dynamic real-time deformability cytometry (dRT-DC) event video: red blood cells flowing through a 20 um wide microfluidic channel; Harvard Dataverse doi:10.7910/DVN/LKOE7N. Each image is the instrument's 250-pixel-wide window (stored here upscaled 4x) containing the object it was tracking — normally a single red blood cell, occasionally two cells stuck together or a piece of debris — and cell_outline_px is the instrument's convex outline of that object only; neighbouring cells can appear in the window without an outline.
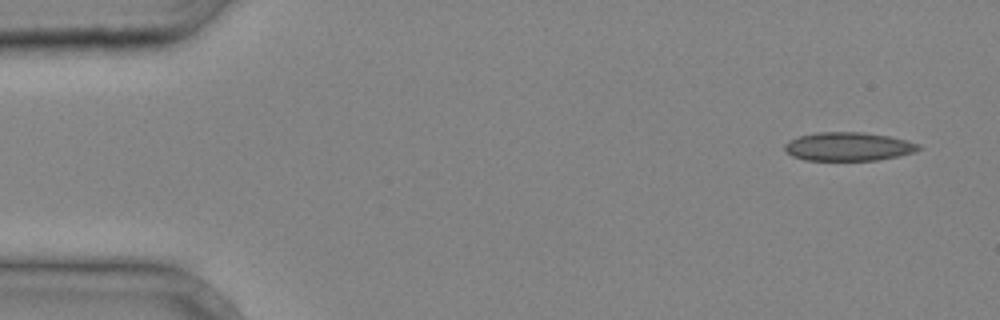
{"species": "common noctule bat (a hibernating species)", "species_latin": "Nyctalus noctula", "temperature_condition": "cold", "stored_images_in_passage": 3, "camera_frame_rate_fps": 3000, "um_per_image_px": 0.085, "animal": {"sex": "male", "body_mass_g": 20.4}, "frame": {"image": 1, "passage_image": 1, "time_ms": 0.0, "image_size_px": [1000, 320], "cell_outline_px": [[920, 148], [916, 152], [876, 160], [804, 160], [792, 156], [784, 148], [784, 144], [788, 140], [800, 136], [816, 132], [864, 132], [888, 136], [908, 140], [920, 144]], "centroid_in_image_um": [72.11, 12.45], "position_along_channel_um": 12.9, "area_um2": 22.31}}